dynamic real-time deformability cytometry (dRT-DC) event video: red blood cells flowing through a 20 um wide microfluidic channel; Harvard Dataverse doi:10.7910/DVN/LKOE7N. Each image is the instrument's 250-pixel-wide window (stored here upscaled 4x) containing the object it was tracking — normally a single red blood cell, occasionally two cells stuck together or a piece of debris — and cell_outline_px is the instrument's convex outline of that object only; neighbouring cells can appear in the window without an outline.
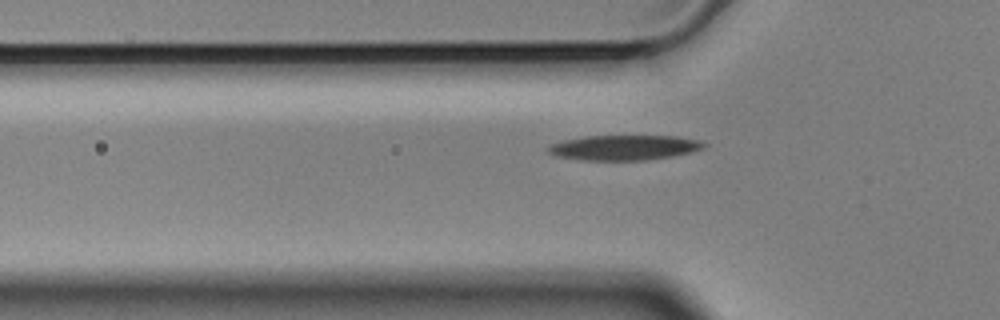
{"species": "Egyptian fruit bat (a non-hibernating species)", "species_latin": "Rousettus aegyptiacus", "temperature_condition": "cold", "stored_images_in_passage": 39, "camera_frame_rate_fps": 3000, "um_per_image_px": 0.085, "animal": {"sex": "male"}, "frame": {"image": 1, "passage_image": 4, "time_ms": 1.0, "image_size_px": [1000, 320], "cell_outline_px": [[708, 144], [704, 148], [672, 156], [648, 160], [580, 160], [556, 156], [548, 152], [544, 148], [552, 144], [564, 140], [584, 136], [676, 136], [700, 140]], "centroid_in_image_um": [53.03, 12.54], "position_along_channel_um": 72.8, "area_um2": 22.77}}
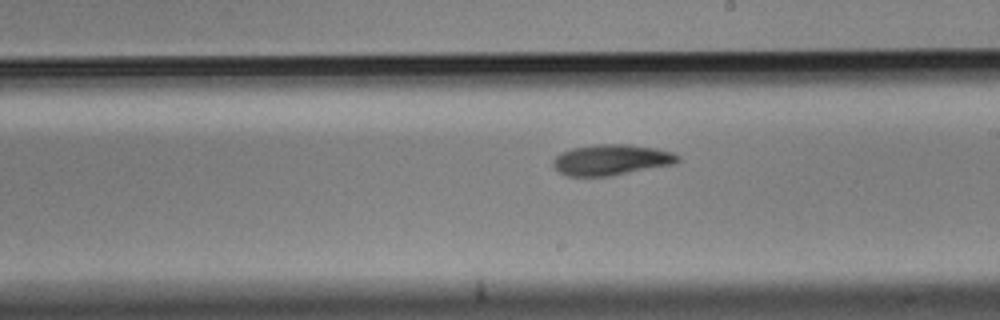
{"frame": {"image": 2, "passage_image": 18, "time_ms": 5.667, "image_size_px": [1000, 320], "cell_outline_px": [[680, 160], [676, 164], [612, 176], [568, 176], [560, 172], [552, 164], [552, 160], [560, 152], [572, 148], [596, 144], [628, 144], [656, 148], [672, 152], [680, 156]], "centroid_in_image_um": [51.99, 13.58], "position_along_channel_um": 237.0, "area_um2": 22.6}}
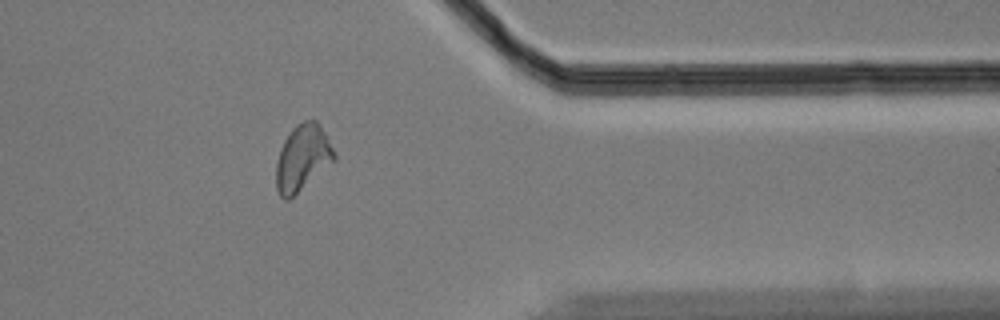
{"frame": {"image": 3, "passage_image": 32, "time_ms": 10.333, "image_size_px": [1000, 320], "cell_outline_px": [[336, 160], [288, 200], [284, 200], [280, 196], [276, 188], [276, 164], [280, 148], [284, 140], [292, 128], [296, 124], [304, 120], [316, 120], [320, 124], [336, 156]], "centroid_in_image_um": [25.7, 13.41], "position_along_channel_um": 385.7, "area_um2": 22.25}, "authors_computed_cell_mechanics": {"area_um2": 22.3108, "velocity_mm_per_s": 3.5013, "shape_relaxation_time_tau1_ms": 4.9197, "shape_relaxation_time_tau2_ms": 8.0802, "deformation_change_tau1": 0.162, "deformation_change_tau2": 0.1577}}